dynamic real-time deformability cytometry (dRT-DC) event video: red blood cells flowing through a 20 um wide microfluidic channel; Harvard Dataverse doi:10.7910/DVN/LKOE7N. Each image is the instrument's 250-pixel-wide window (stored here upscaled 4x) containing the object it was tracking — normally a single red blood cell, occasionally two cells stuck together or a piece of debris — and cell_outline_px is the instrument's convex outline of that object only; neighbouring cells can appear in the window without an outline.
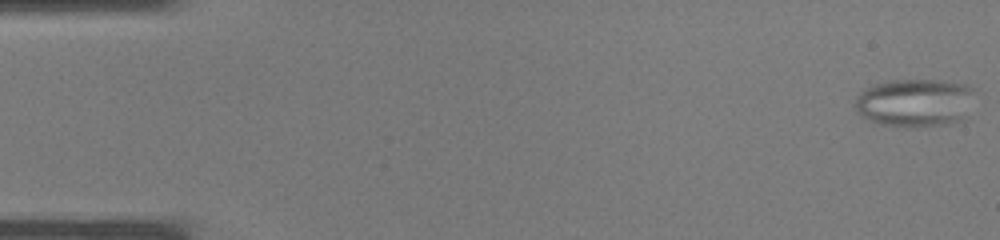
{"species": "common noctule bat (a hibernating species)", "species_latin": "Nyctalus noctula", "temperature_condition": "warm", "stored_images_in_passage": 37, "camera_frame_rate_fps": 3000, "um_per_image_px": 0.085, "animal": {"sex": "male", "body_mass_g": 19.0, "forearm_length_mm": 50.8}, "frame": {"image": 1, "passage_image": 1, "time_ms": 0.0, "image_size_px": [1000, 240], "cell_outline_px": [[972, 88], [964, 120], [948, 124], [876, 124], [860, 116], [856, 108], [856, 96], [860, 92], [872, 84], [888, 80], [936, 80], [968, 84]], "centroid_in_image_um": [77.7, 8.68], "position_along_channel_um": 7.3, "area_um2": 32.71}}
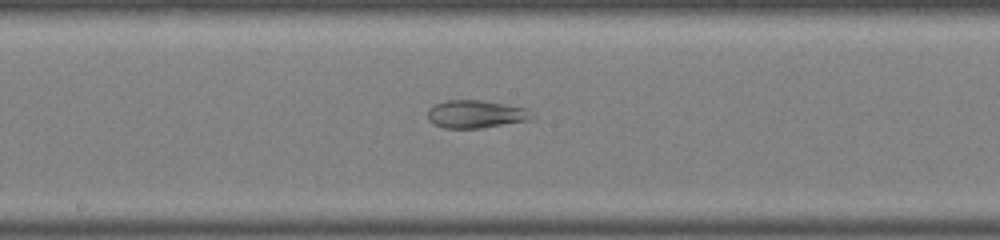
{"frame": {"image": 2, "passage_image": 20, "time_ms": 6.333, "image_size_px": [1000, 240], "cell_outline_px": [[536, 116], [528, 120], [480, 128], [444, 128], [432, 124], [428, 120], [428, 108], [432, 104], [448, 100], [480, 100], [528, 108]], "centroid_in_image_um": [40.42, 9.69], "position_along_channel_um": 207.8, "area_um2": 17.05}}
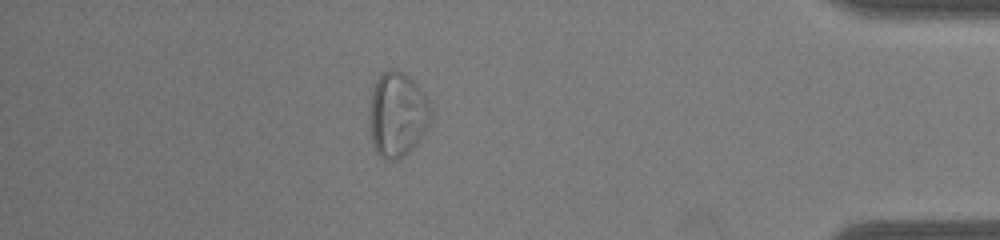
{"frame": {"image": 3, "passage_image": 33, "time_ms": 10.667, "image_size_px": [1000, 240], "cell_outline_px": [[432, 112], [428, 124], [424, 132], [416, 144], [408, 152], [396, 160], [388, 160], [380, 156], [376, 152], [372, 140], [368, 124], [372, 88], [376, 80], [388, 68], [400, 72], [408, 76], [424, 92], [432, 108]], "centroid_in_image_um": [33.76, 9.73], "position_along_channel_um": 401.4, "area_um2": 30.29}}